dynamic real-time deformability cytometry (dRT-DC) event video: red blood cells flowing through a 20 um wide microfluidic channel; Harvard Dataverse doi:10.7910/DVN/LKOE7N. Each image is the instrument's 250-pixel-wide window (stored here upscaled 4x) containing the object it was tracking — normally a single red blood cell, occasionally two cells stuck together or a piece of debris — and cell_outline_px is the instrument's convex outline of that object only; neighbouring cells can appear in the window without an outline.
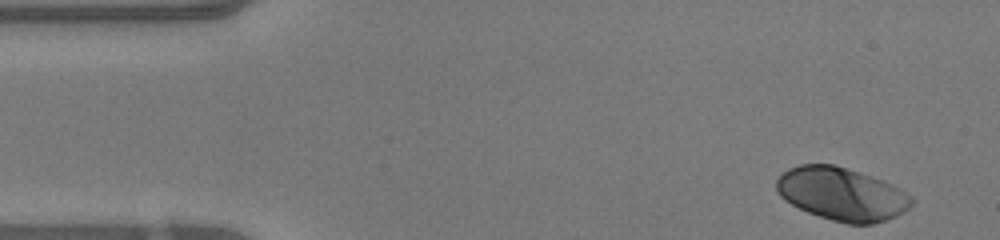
{"species": "human", "species_latin": "Homo sapiens", "temperature_condition": "warm", "stored_images_in_passage": 37, "camera_frame_rate_fps": 3000, "um_per_image_px": 0.085, "donor": {"sex": "female"}, "frame": {"image": 1, "passage_image": 1, "time_ms": 0.0, "image_size_px": [1000, 240], "cell_outline_px": [[916, 200], [904, 212], [896, 216], [872, 224], [848, 224], [832, 220], [808, 212], [784, 200], [776, 192], [776, 180], [788, 168], [800, 164], [832, 164], [860, 172], [884, 180], [892, 184]], "centroid_in_image_um": [71.54, 16.48], "position_along_channel_um": 13.5, "area_um2": 41.67}}
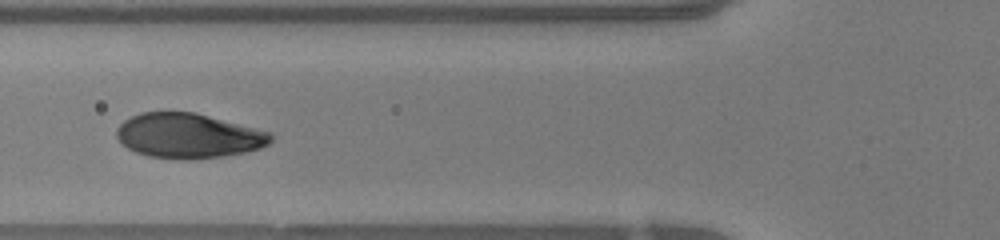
{"frame": {"image": 2, "passage_image": 15, "time_ms": 4.667, "image_size_px": [1000, 240], "cell_outline_px": [[276, 136], [268, 144], [260, 148], [248, 152], [192, 160], [188, 160], [148, 156], [136, 152], [128, 148], [116, 136], [116, 128], [124, 120], [140, 112], [196, 112], [272, 132]], "centroid_in_image_um": [16.05, 11.53], "position_along_channel_um": 109.7, "area_um2": 40.52}}
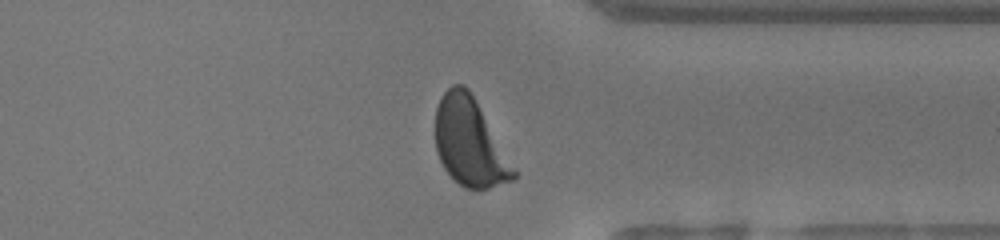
{"frame": {"image": 3, "passage_image": 34, "time_ms": 11.0, "image_size_px": [1000, 240], "cell_outline_px": [[516, 176], [512, 180], [488, 188], [464, 188], [444, 168], [436, 152], [436, 108], [444, 92], [452, 84], [464, 84], [468, 88], [516, 168]], "centroid_in_image_um": [39.93, 12.09], "position_along_channel_um": 371.5, "area_um2": 39.59}, "authors_computed_cell_mechanics": {"area_um2": 40.9224, "velocity_mm_per_s": 4.21, "shape_relaxation_time_tau1_ms": 2.5406, "shape_relaxation_time_tau2_ms": null, "deformation_change_tau1": 0.2007, "deformation_change_tau2": null}}